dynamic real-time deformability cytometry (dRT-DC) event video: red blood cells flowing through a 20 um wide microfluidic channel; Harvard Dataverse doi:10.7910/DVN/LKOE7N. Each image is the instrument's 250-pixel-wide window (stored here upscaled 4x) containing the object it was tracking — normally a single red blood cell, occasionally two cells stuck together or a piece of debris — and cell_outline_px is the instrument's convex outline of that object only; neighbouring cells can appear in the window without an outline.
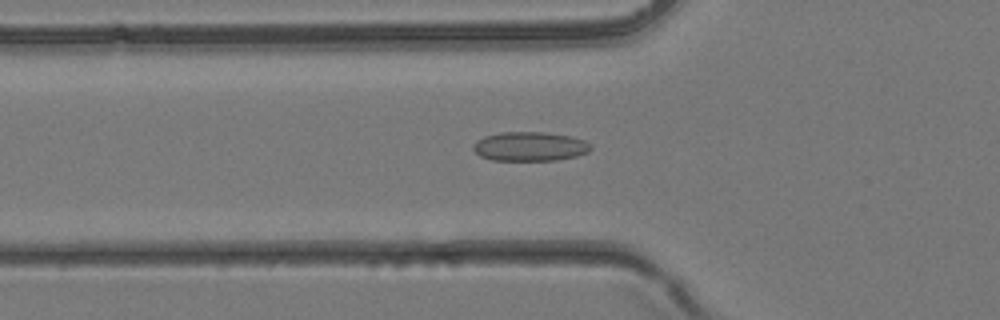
{"species": "common noctule bat (a hibernating species)", "species_latin": "Nyctalus noctula", "temperature_condition": "room temperature", "stored_images_in_passage": 37, "camera_frame_rate_fps": 3000, "um_per_image_px": 0.085, "animal": {"sex": "female", "body_mass_g": 24.6, "forearm_length_mm": 56.2}, "frame": {"image": 1, "passage_image": 12, "time_ms": 3.667, "image_size_px": [1000, 320], "cell_outline_px": [[592, 148], [588, 152], [576, 156], [556, 160], [492, 160], [480, 156], [472, 148], [472, 144], [476, 140], [484, 136], [500, 132], [544, 132], [572, 136], [584, 140], [592, 144]], "centroid_in_image_um": [45.04, 12.44], "position_along_channel_um": 80.8, "area_um2": 20.17}}
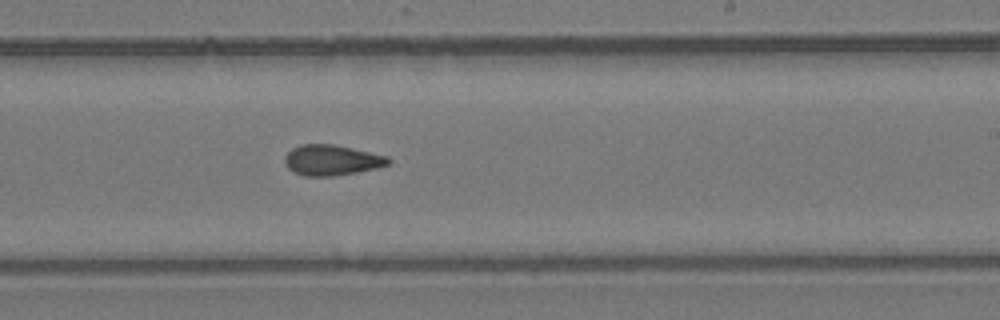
{"frame": {"image": 2, "passage_image": 22, "time_ms": 7.0, "image_size_px": [1000, 320], "cell_outline_px": [[392, 160], [388, 164], [376, 168], [356, 172], [332, 176], [304, 176], [288, 168], [284, 164], [284, 156], [292, 148], [300, 144], [332, 144], [352, 148], [388, 156]], "centroid_in_image_um": [28.17, 13.6], "position_along_channel_um": 260.8, "area_um2": 18.38}}
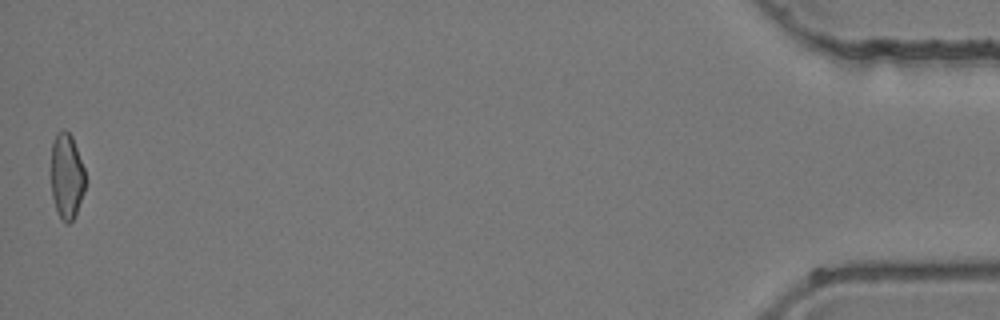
{"frame": {"image": 3, "passage_image": 37, "time_ms": 12.0, "image_size_px": [1000, 320], "cell_outline_px": [[88, 180], [76, 216], [68, 224], [64, 224], [60, 220], [52, 196], [52, 144], [56, 132], [64, 128], [72, 136], [84, 168]], "centroid_in_image_um": [5.7, 15.01], "position_along_channel_um": 429.5, "area_um2": 17.46}}